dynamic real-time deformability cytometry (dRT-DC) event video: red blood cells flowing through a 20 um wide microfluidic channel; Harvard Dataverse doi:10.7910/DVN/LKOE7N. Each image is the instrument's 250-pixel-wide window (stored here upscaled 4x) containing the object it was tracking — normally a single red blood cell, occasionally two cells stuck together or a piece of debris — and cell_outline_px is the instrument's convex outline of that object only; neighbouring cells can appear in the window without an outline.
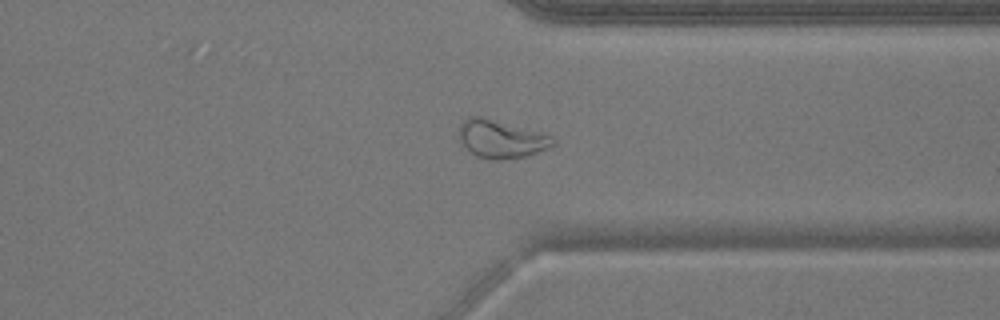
{"species": "common noctule bat (a hibernating species)", "species_latin": "Nyctalus noctula", "temperature_condition": "warm", "stored_images_in_passage": 41, "segment_of_instrument_passage": [1, 2], "camera_frame_rate_fps": 3000, "um_per_image_px": 0.085, "animal": {"sex": "male", "body_mass_g": 17.9}, "frame": {"image": 1, "passage_image": 29, "time_ms": 9.333, "image_size_px": [1000, 320], "cell_outline_px": [[556, 144], [552, 148], [524, 156], [500, 160], [496, 160], [476, 156], [460, 140], [460, 120], [468, 116], [480, 116], [552, 136], [556, 140]], "centroid_in_image_um": [42.61, 11.81], "position_along_channel_um": 368.8, "area_um2": 20.52}}
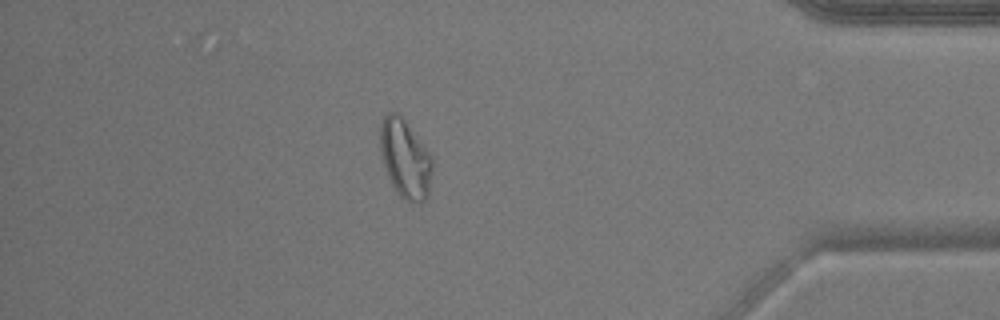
{"frame": {"image": 2, "passage_image": 34, "time_ms": 11.0, "image_size_px": [1000, 320], "cell_outline_px": [[432, 172], [428, 196], [420, 204], [404, 200], [396, 192], [388, 176], [380, 152], [380, 124], [384, 116], [388, 112], [396, 112], [404, 120], [428, 152], [432, 160]], "centroid_in_image_um": [34.43, 13.53], "position_along_channel_um": 400.8, "area_um2": 23.64}}